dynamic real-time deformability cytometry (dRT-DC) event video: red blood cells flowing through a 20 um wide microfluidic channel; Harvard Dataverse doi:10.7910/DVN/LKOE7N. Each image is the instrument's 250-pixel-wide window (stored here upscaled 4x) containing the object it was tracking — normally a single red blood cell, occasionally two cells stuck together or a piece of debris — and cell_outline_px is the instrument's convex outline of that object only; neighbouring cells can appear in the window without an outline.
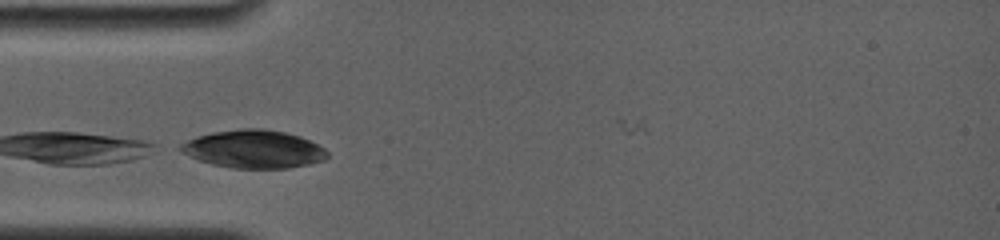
{"species": "common noctule bat (a hibernating species)", "species_latin": "Nyctalus noctula", "temperature_condition": "room temperature", "stored_images_in_passage": 9, "camera_frame_rate_fps": 4000, "um_per_image_px": 0.085, "animal": {"sex": "female", "body_mass_g": 19.0, "forearm_length_mm": 56.7}, "frame": {"image": 1, "passage_image": 2, "time_ms": 0.75, "image_size_px": [1000, 240], "cell_outline_px": [[328, 156], [324, 160], [308, 164], [288, 168], [232, 168], [212, 164], [200, 160], [180, 152], [176, 148], [180, 144], [196, 136], [212, 132], [240, 128], [260, 128], [284, 132], [300, 136], [324, 148], [328, 152]], "centroid_in_image_um": [21.53, 12.67], "position_along_channel_um": 63.5, "area_um2": 32.48}}
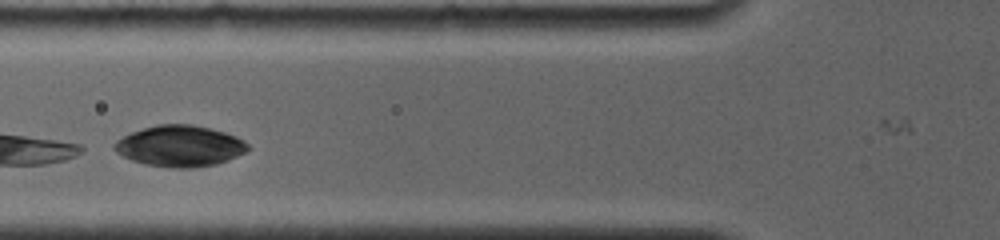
{"frame": {"image": 2, "passage_image": 4, "time_ms": 2.0, "image_size_px": [1000, 240], "cell_outline_px": [[248, 148], [244, 152], [236, 156], [216, 164], [192, 168], [172, 168], [148, 164], [132, 160], [116, 152], [112, 148], [112, 144], [116, 140], [132, 132], [156, 124], [192, 124], [212, 128], [236, 136], [244, 140], [248, 144]], "centroid_in_image_um": [15.27, 12.4], "position_along_channel_um": 110.5, "area_um2": 31.85}}
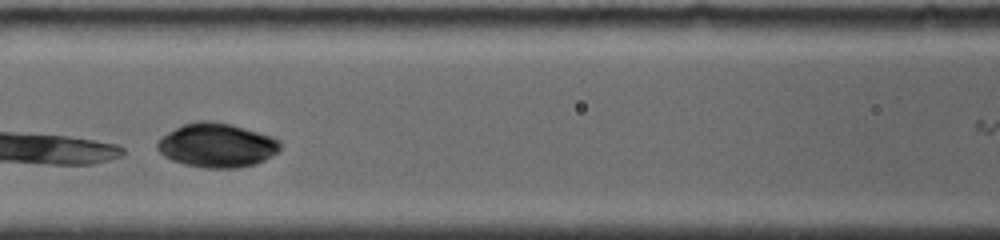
{"frame": {"image": 3, "passage_image": 6, "time_ms": 3.0, "image_size_px": [1000, 240], "cell_outline_px": [[280, 152], [256, 164], [236, 168], [204, 168], [184, 164], [172, 160], [164, 156], [156, 148], [156, 140], [160, 136], [184, 124], [196, 120], [208, 120], [232, 124], [272, 136], [280, 140]], "centroid_in_image_um": [18.42, 12.34], "position_along_channel_um": 148.2, "area_um2": 31.96}}